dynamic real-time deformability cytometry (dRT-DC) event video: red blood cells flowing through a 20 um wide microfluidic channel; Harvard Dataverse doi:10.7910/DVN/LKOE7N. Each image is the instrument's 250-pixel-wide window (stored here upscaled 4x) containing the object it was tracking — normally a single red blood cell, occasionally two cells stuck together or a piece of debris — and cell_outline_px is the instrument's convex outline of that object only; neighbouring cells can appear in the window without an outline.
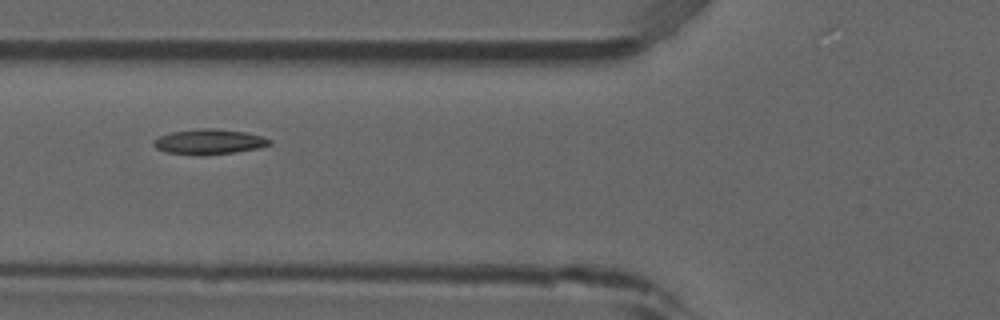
{"species": "common noctule bat (a hibernating species)", "species_latin": "Nyctalus noctula", "temperature_condition": "room temperature", "stored_images_in_passage": 7, "camera_frame_rate_fps": 3000, "um_per_image_px": 0.085, "animal": {"sex": "male", "forearm_length_mm": 52.5}, "frame": {"image": 1, "passage_image": 4, "time_ms": 1.0, "image_size_px": [1000, 320], "cell_outline_px": [[272, 144], [260, 148], [236, 152], [204, 156], [200, 156], [164, 152], [156, 148], [152, 144], [152, 140], [160, 136], [172, 132], [200, 128], [216, 128], [244, 132], [260, 136], [272, 140]], "centroid_in_image_um": [17.75, 12.06], "position_along_channel_um": 108.0, "area_um2": 17.28}}
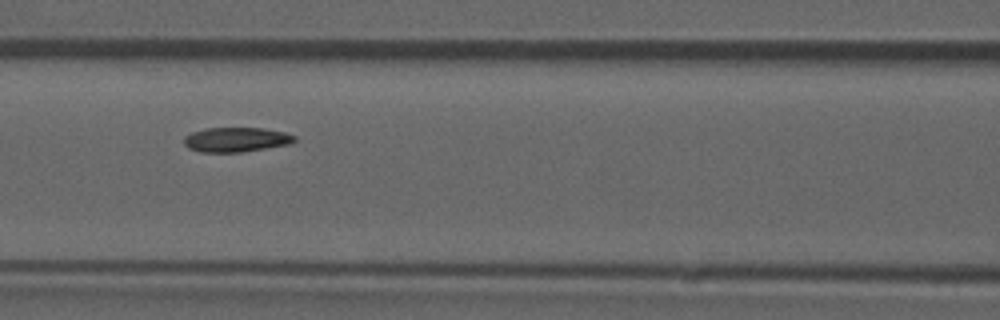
{"frame": {"image": 2, "passage_image": 5, "time_ms": 1.333, "image_size_px": [1000, 320], "cell_outline_px": [[296, 140], [292, 144], [240, 152], [200, 152], [188, 148], [184, 144], [184, 136], [192, 132], [204, 128], [264, 128], [284, 132], [296, 136]], "centroid_in_image_um": [20.07, 11.86], "position_along_channel_um": 146.5, "area_um2": 15.95}}